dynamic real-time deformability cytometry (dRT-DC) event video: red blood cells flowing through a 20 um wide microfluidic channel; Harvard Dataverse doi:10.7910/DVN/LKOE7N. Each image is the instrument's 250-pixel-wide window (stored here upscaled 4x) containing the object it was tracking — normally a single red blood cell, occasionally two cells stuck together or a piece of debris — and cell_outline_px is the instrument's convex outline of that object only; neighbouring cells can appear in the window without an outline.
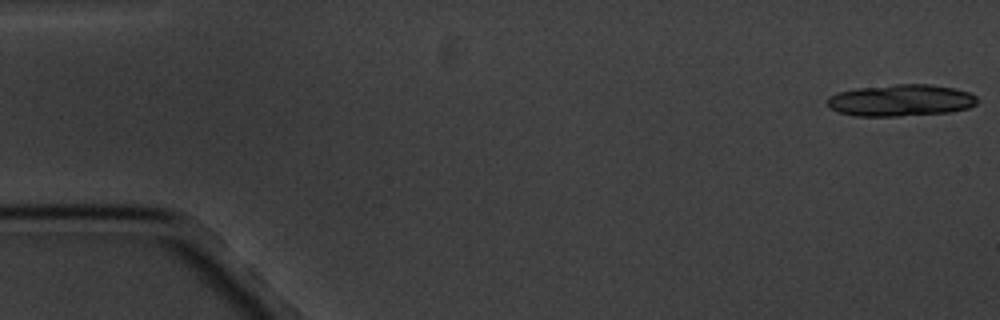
{"species": "common noctule bat (a hibernating species)", "species_latin": "Nyctalus noctula", "temperature_condition": "cold", "stored_images_in_passage": 6, "camera_frame_rate_fps": 3000, "um_per_image_px": 0.085, "animal": {"sex": "male", "body_mass_g": 20.1, "forearm_length_mm": 53.5}, "frame": {"image": 1, "passage_image": 1, "time_ms": 0.0, "image_size_px": [1000, 320], "cell_outline_px": [[980, 100], [976, 104], [968, 108], [952, 112], [900, 116], [856, 116], [840, 112], [832, 108], [824, 100], [828, 96], [836, 92], [856, 88], [896, 84], [928, 84], [956, 88], [968, 92], [976, 96]], "centroid_in_image_um": [76.58, 8.52], "position_along_channel_um": 8.4, "area_um2": 28.03}}